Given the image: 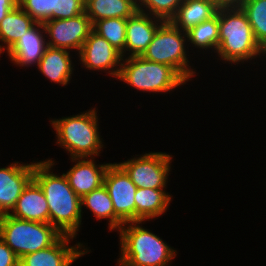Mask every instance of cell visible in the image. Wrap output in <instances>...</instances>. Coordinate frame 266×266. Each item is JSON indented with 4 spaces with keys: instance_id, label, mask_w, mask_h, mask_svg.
Returning <instances> with one entry per match:
<instances>
[{
    "instance_id": "obj_1",
    "label": "cell",
    "mask_w": 266,
    "mask_h": 266,
    "mask_svg": "<svg viewBox=\"0 0 266 266\" xmlns=\"http://www.w3.org/2000/svg\"><path fill=\"white\" fill-rule=\"evenodd\" d=\"M54 165L51 159L35 162L33 179L45 194L49 223L62 235L76 237L82 222L81 198L70 187L64 173L51 172Z\"/></svg>"
},
{
    "instance_id": "obj_2",
    "label": "cell",
    "mask_w": 266,
    "mask_h": 266,
    "mask_svg": "<svg viewBox=\"0 0 266 266\" xmlns=\"http://www.w3.org/2000/svg\"><path fill=\"white\" fill-rule=\"evenodd\" d=\"M140 223L126 222L117 230L121 244L118 266H169L177 251Z\"/></svg>"
},
{
    "instance_id": "obj_3",
    "label": "cell",
    "mask_w": 266,
    "mask_h": 266,
    "mask_svg": "<svg viewBox=\"0 0 266 266\" xmlns=\"http://www.w3.org/2000/svg\"><path fill=\"white\" fill-rule=\"evenodd\" d=\"M218 56L230 64L249 61L266 52L257 43L247 15L241 8L219 9Z\"/></svg>"
},
{
    "instance_id": "obj_4",
    "label": "cell",
    "mask_w": 266,
    "mask_h": 266,
    "mask_svg": "<svg viewBox=\"0 0 266 266\" xmlns=\"http://www.w3.org/2000/svg\"><path fill=\"white\" fill-rule=\"evenodd\" d=\"M57 144L70 153V158L99 156L103 147L95 108L81 114L50 121Z\"/></svg>"
},
{
    "instance_id": "obj_5",
    "label": "cell",
    "mask_w": 266,
    "mask_h": 266,
    "mask_svg": "<svg viewBox=\"0 0 266 266\" xmlns=\"http://www.w3.org/2000/svg\"><path fill=\"white\" fill-rule=\"evenodd\" d=\"M117 79L139 91L152 93L170 92L187 82L173 67L142 56L122 58Z\"/></svg>"
},
{
    "instance_id": "obj_6",
    "label": "cell",
    "mask_w": 266,
    "mask_h": 266,
    "mask_svg": "<svg viewBox=\"0 0 266 266\" xmlns=\"http://www.w3.org/2000/svg\"><path fill=\"white\" fill-rule=\"evenodd\" d=\"M61 236L50 223L18 219L10 214L0 216V238L19 259L50 247Z\"/></svg>"
},
{
    "instance_id": "obj_7",
    "label": "cell",
    "mask_w": 266,
    "mask_h": 266,
    "mask_svg": "<svg viewBox=\"0 0 266 266\" xmlns=\"http://www.w3.org/2000/svg\"><path fill=\"white\" fill-rule=\"evenodd\" d=\"M182 32V33H181ZM187 33L175 27L170 21H164L155 32L152 41L142 57L173 67L187 82L195 75V69L189 66L186 51Z\"/></svg>"
},
{
    "instance_id": "obj_8",
    "label": "cell",
    "mask_w": 266,
    "mask_h": 266,
    "mask_svg": "<svg viewBox=\"0 0 266 266\" xmlns=\"http://www.w3.org/2000/svg\"><path fill=\"white\" fill-rule=\"evenodd\" d=\"M172 156L163 152H151L118 163L137 188L166 189Z\"/></svg>"
},
{
    "instance_id": "obj_9",
    "label": "cell",
    "mask_w": 266,
    "mask_h": 266,
    "mask_svg": "<svg viewBox=\"0 0 266 266\" xmlns=\"http://www.w3.org/2000/svg\"><path fill=\"white\" fill-rule=\"evenodd\" d=\"M48 46L80 51L85 40L93 30V24L86 13L68 19L47 20L43 23Z\"/></svg>"
},
{
    "instance_id": "obj_10",
    "label": "cell",
    "mask_w": 266,
    "mask_h": 266,
    "mask_svg": "<svg viewBox=\"0 0 266 266\" xmlns=\"http://www.w3.org/2000/svg\"><path fill=\"white\" fill-rule=\"evenodd\" d=\"M104 186L112 200L115 214L124 223L136 221L134 195L137 187L118 163L109 165L104 177Z\"/></svg>"
},
{
    "instance_id": "obj_11",
    "label": "cell",
    "mask_w": 266,
    "mask_h": 266,
    "mask_svg": "<svg viewBox=\"0 0 266 266\" xmlns=\"http://www.w3.org/2000/svg\"><path fill=\"white\" fill-rule=\"evenodd\" d=\"M77 54L87 70L107 71L112 77H118L122 63L121 53L93 30Z\"/></svg>"
},
{
    "instance_id": "obj_12",
    "label": "cell",
    "mask_w": 266,
    "mask_h": 266,
    "mask_svg": "<svg viewBox=\"0 0 266 266\" xmlns=\"http://www.w3.org/2000/svg\"><path fill=\"white\" fill-rule=\"evenodd\" d=\"M74 238L62 235L50 247L22 256L19 259V266H71L79 257L90 252L80 242L75 246H69L70 240Z\"/></svg>"
},
{
    "instance_id": "obj_13",
    "label": "cell",
    "mask_w": 266,
    "mask_h": 266,
    "mask_svg": "<svg viewBox=\"0 0 266 266\" xmlns=\"http://www.w3.org/2000/svg\"><path fill=\"white\" fill-rule=\"evenodd\" d=\"M33 173L34 163L13 162L0 168V216L11 213Z\"/></svg>"
},
{
    "instance_id": "obj_14",
    "label": "cell",
    "mask_w": 266,
    "mask_h": 266,
    "mask_svg": "<svg viewBox=\"0 0 266 266\" xmlns=\"http://www.w3.org/2000/svg\"><path fill=\"white\" fill-rule=\"evenodd\" d=\"M92 159L93 157L71 158L76 164L64 173L70 187L80 198L104 184L106 171L111 164L96 165Z\"/></svg>"
},
{
    "instance_id": "obj_15",
    "label": "cell",
    "mask_w": 266,
    "mask_h": 266,
    "mask_svg": "<svg viewBox=\"0 0 266 266\" xmlns=\"http://www.w3.org/2000/svg\"><path fill=\"white\" fill-rule=\"evenodd\" d=\"M42 33H46L43 23L36 22L7 51V56L17 66L30 67L32 64H37L36 66H38L48 48V43L45 39L47 36Z\"/></svg>"
},
{
    "instance_id": "obj_16",
    "label": "cell",
    "mask_w": 266,
    "mask_h": 266,
    "mask_svg": "<svg viewBox=\"0 0 266 266\" xmlns=\"http://www.w3.org/2000/svg\"><path fill=\"white\" fill-rule=\"evenodd\" d=\"M152 17V18H151ZM164 21L146 14L141 11H136L132 16L127 18L126 25V51L128 57L142 56L147 50L152 38L158 27Z\"/></svg>"
},
{
    "instance_id": "obj_17",
    "label": "cell",
    "mask_w": 266,
    "mask_h": 266,
    "mask_svg": "<svg viewBox=\"0 0 266 266\" xmlns=\"http://www.w3.org/2000/svg\"><path fill=\"white\" fill-rule=\"evenodd\" d=\"M10 215L18 219L49 223V208L45 194L34 179L24 188Z\"/></svg>"
},
{
    "instance_id": "obj_18",
    "label": "cell",
    "mask_w": 266,
    "mask_h": 266,
    "mask_svg": "<svg viewBox=\"0 0 266 266\" xmlns=\"http://www.w3.org/2000/svg\"><path fill=\"white\" fill-rule=\"evenodd\" d=\"M73 67L70 51L48 46L37 68L51 82L65 86L70 83Z\"/></svg>"
},
{
    "instance_id": "obj_19",
    "label": "cell",
    "mask_w": 266,
    "mask_h": 266,
    "mask_svg": "<svg viewBox=\"0 0 266 266\" xmlns=\"http://www.w3.org/2000/svg\"><path fill=\"white\" fill-rule=\"evenodd\" d=\"M218 10L212 0H183L170 22L183 32H187L194 26L215 17Z\"/></svg>"
},
{
    "instance_id": "obj_20",
    "label": "cell",
    "mask_w": 266,
    "mask_h": 266,
    "mask_svg": "<svg viewBox=\"0 0 266 266\" xmlns=\"http://www.w3.org/2000/svg\"><path fill=\"white\" fill-rule=\"evenodd\" d=\"M172 196L164 189L137 188L134 195L136 221L155 219L167 210Z\"/></svg>"
},
{
    "instance_id": "obj_21",
    "label": "cell",
    "mask_w": 266,
    "mask_h": 266,
    "mask_svg": "<svg viewBox=\"0 0 266 266\" xmlns=\"http://www.w3.org/2000/svg\"><path fill=\"white\" fill-rule=\"evenodd\" d=\"M35 23L19 5L9 11L0 22V54L8 51Z\"/></svg>"
},
{
    "instance_id": "obj_22",
    "label": "cell",
    "mask_w": 266,
    "mask_h": 266,
    "mask_svg": "<svg viewBox=\"0 0 266 266\" xmlns=\"http://www.w3.org/2000/svg\"><path fill=\"white\" fill-rule=\"evenodd\" d=\"M137 11V0H85L91 23L108 18H128Z\"/></svg>"
},
{
    "instance_id": "obj_23",
    "label": "cell",
    "mask_w": 266,
    "mask_h": 266,
    "mask_svg": "<svg viewBox=\"0 0 266 266\" xmlns=\"http://www.w3.org/2000/svg\"><path fill=\"white\" fill-rule=\"evenodd\" d=\"M89 208L97 219H108L109 230L120 229L124 222L115 214L112 200L104 184L81 198V207Z\"/></svg>"
},
{
    "instance_id": "obj_24",
    "label": "cell",
    "mask_w": 266,
    "mask_h": 266,
    "mask_svg": "<svg viewBox=\"0 0 266 266\" xmlns=\"http://www.w3.org/2000/svg\"><path fill=\"white\" fill-rule=\"evenodd\" d=\"M127 18H108L93 23V31L104 37L114 48L125 56Z\"/></svg>"
},
{
    "instance_id": "obj_25",
    "label": "cell",
    "mask_w": 266,
    "mask_h": 266,
    "mask_svg": "<svg viewBox=\"0 0 266 266\" xmlns=\"http://www.w3.org/2000/svg\"><path fill=\"white\" fill-rule=\"evenodd\" d=\"M187 33V40L197 48L216 50L219 47V16L204 21L191 28Z\"/></svg>"
},
{
    "instance_id": "obj_26",
    "label": "cell",
    "mask_w": 266,
    "mask_h": 266,
    "mask_svg": "<svg viewBox=\"0 0 266 266\" xmlns=\"http://www.w3.org/2000/svg\"><path fill=\"white\" fill-rule=\"evenodd\" d=\"M241 9L247 15L257 43L266 52V0H246Z\"/></svg>"
},
{
    "instance_id": "obj_27",
    "label": "cell",
    "mask_w": 266,
    "mask_h": 266,
    "mask_svg": "<svg viewBox=\"0 0 266 266\" xmlns=\"http://www.w3.org/2000/svg\"><path fill=\"white\" fill-rule=\"evenodd\" d=\"M18 5L38 23L59 19V0H18Z\"/></svg>"
},
{
    "instance_id": "obj_28",
    "label": "cell",
    "mask_w": 266,
    "mask_h": 266,
    "mask_svg": "<svg viewBox=\"0 0 266 266\" xmlns=\"http://www.w3.org/2000/svg\"><path fill=\"white\" fill-rule=\"evenodd\" d=\"M182 2L183 0H137V10L163 21H170Z\"/></svg>"
},
{
    "instance_id": "obj_29",
    "label": "cell",
    "mask_w": 266,
    "mask_h": 266,
    "mask_svg": "<svg viewBox=\"0 0 266 266\" xmlns=\"http://www.w3.org/2000/svg\"><path fill=\"white\" fill-rule=\"evenodd\" d=\"M85 12V0H59V19L73 18Z\"/></svg>"
},
{
    "instance_id": "obj_30",
    "label": "cell",
    "mask_w": 266,
    "mask_h": 266,
    "mask_svg": "<svg viewBox=\"0 0 266 266\" xmlns=\"http://www.w3.org/2000/svg\"><path fill=\"white\" fill-rule=\"evenodd\" d=\"M0 266H19V258L0 238Z\"/></svg>"
},
{
    "instance_id": "obj_31",
    "label": "cell",
    "mask_w": 266,
    "mask_h": 266,
    "mask_svg": "<svg viewBox=\"0 0 266 266\" xmlns=\"http://www.w3.org/2000/svg\"><path fill=\"white\" fill-rule=\"evenodd\" d=\"M218 9L241 8L246 0H212Z\"/></svg>"
},
{
    "instance_id": "obj_32",
    "label": "cell",
    "mask_w": 266,
    "mask_h": 266,
    "mask_svg": "<svg viewBox=\"0 0 266 266\" xmlns=\"http://www.w3.org/2000/svg\"><path fill=\"white\" fill-rule=\"evenodd\" d=\"M16 6H18V0H0V22Z\"/></svg>"
}]
</instances>
